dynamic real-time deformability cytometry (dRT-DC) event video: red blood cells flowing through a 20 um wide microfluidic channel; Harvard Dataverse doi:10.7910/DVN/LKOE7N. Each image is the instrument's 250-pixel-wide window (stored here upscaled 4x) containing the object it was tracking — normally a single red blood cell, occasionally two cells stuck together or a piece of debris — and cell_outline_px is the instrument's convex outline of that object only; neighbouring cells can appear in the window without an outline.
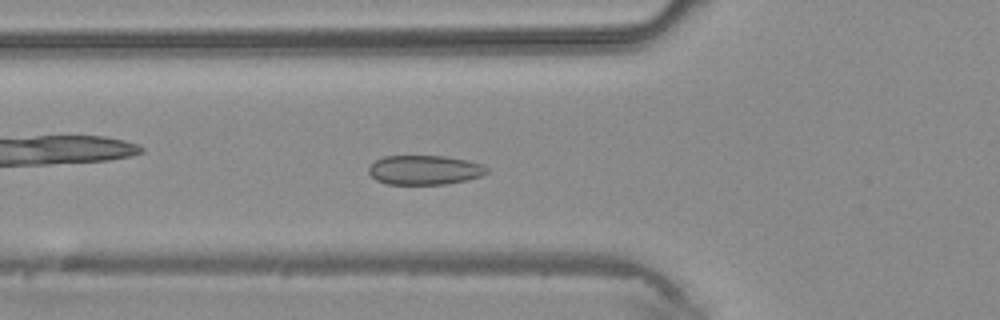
{"species": "common noctule bat (a hibernating species)", "species_latin": "Nyctalus noctula", "temperature_condition": "warm", "stored_images_in_passage": 44, "camera_frame_rate_fps": 3000, "um_per_image_px": 0.085, "animal": {"sex": "male", "body_mass_g": 20.4}, "frame": {"image": 1, "passage_image": 16, "time_ms": 5.0, "image_size_px": [1000, 320], "cell_outline_px": [[488, 172], [480, 176], [468, 180], [444, 184], [388, 184], [376, 180], [368, 172], [368, 168], [376, 160], [384, 156], [444, 156], [468, 160], [484, 164], [488, 168]], "centroid_in_image_um": [36.11, 14.44], "position_along_channel_um": 89.7, "area_um2": 20.29}}
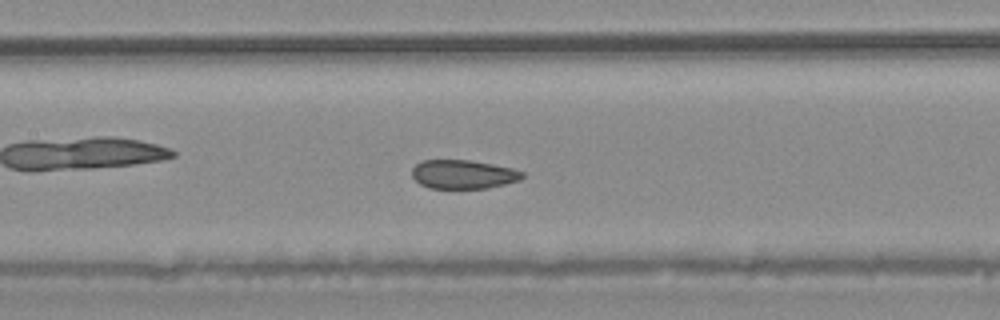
{"frame": {"image": 2, "passage_image": 21, "time_ms": 6.667, "image_size_px": [1000, 320], "cell_outline_px": [[524, 176], [520, 180], [488, 188], [428, 188], [420, 184], [412, 176], [412, 168], [416, 164], [424, 160], [468, 160], [492, 164], [512, 168], [524, 172]], "centroid_in_image_um": [39.37, 14.82], "position_along_channel_um": 168.0, "area_um2": 18.5}}
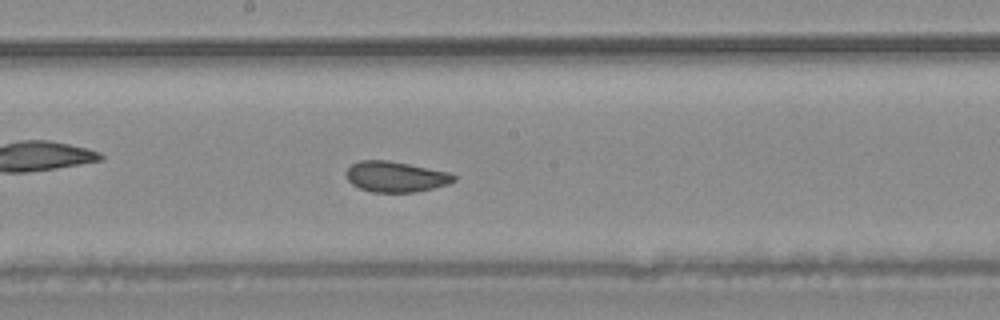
{"frame": {"image": 3, "passage_image": 24, "time_ms": 7.667, "image_size_px": [1000, 320], "cell_outline_px": [[456, 180], [448, 184], [416, 192], [372, 192], [360, 188], [352, 184], [348, 180], [348, 168], [352, 164], [360, 160], [388, 160], [448, 172], [456, 176]], "centroid_in_image_um": [33.64, 15.02], "position_along_channel_um": 214.6, "area_um2": 18.96}}